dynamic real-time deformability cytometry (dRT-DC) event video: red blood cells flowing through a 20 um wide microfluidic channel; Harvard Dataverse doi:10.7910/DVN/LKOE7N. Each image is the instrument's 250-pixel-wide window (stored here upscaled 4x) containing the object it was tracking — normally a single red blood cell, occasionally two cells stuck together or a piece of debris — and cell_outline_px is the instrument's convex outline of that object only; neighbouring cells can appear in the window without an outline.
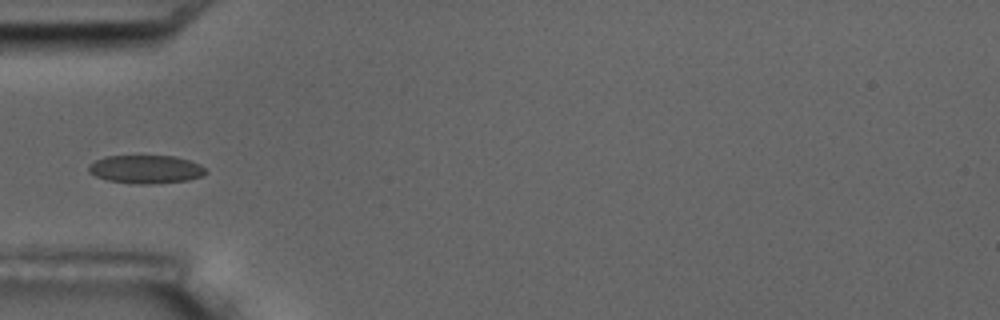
{"species": "common noctule bat (a hibernating species)", "species_latin": "Nyctalus noctula", "temperature_condition": "room temperature", "stored_images_in_passage": 7, "camera_frame_rate_fps": 3000, "um_per_image_px": 0.085, "animal": {"sex": "male", "body_mass_g": 17.5, "forearm_length_mm": 52.3}, "frame": {"image": 1, "passage_image": 6, "time_ms": 5.667, "image_size_px": [1000, 320], "cell_outline_px": [[208, 172], [200, 176], [188, 180], [152, 184], [140, 184], [108, 180], [96, 176], [88, 172], [88, 164], [104, 156], [176, 156], [200, 164]], "centroid_in_image_um": [12.38, 14.38], "position_along_channel_um": 72.6, "area_um2": 19.25}}